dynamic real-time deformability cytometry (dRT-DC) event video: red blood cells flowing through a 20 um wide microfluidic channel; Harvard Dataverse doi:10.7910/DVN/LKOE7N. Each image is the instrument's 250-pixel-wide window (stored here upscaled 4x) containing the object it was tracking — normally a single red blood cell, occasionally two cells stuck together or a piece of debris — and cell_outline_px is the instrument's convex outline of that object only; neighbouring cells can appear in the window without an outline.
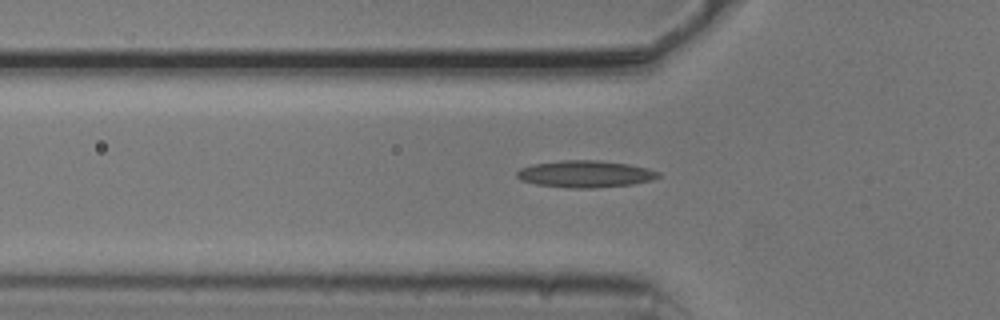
{"species": "common noctule bat (a hibernating species)", "species_latin": "Nyctalus noctula", "temperature_condition": "cold", "stored_images_in_passage": 12, "camera_frame_rate_fps": 3000, "um_per_image_px": 0.085, "animal": {"sex": "male", "body_mass_g": 20.5, "forearm_length_mm": 52.5}, "frame": {"image": 1, "passage_image": 3, "time_ms": 0.667, "image_size_px": [1000, 320], "cell_outline_px": [[660, 176], [652, 180], [632, 184], [592, 188], [568, 188], [536, 184], [520, 180], [516, 176], [516, 172], [520, 168], [532, 164], [564, 160], [596, 160], [628, 164], [648, 168], [660, 172]], "centroid_in_image_um": [49.73, 14.79], "position_along_channel_um": 76.1, "area_um2": 22.2}}
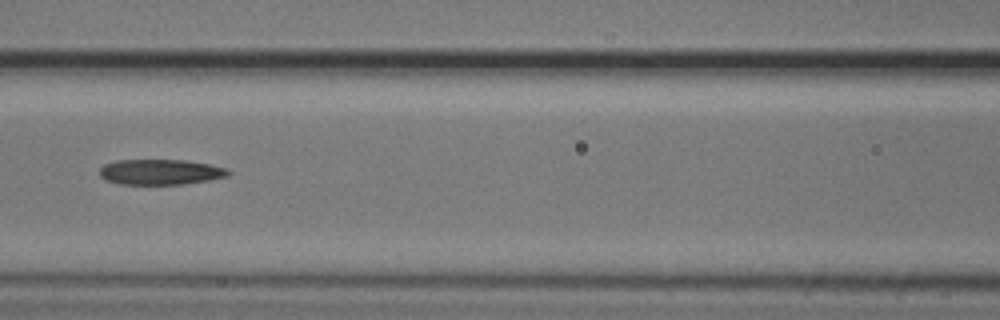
{"frame": {"image": 2, "passage_image": 9, "time_ms": 2.667, "image_size_px": [1000, 320], "cell_outline_px": [[232, 172], [228, 176], [208, 180], [180, 184], [120, 184], [104, 180], [100, 176], [100, 168], [104, 164], [116, 160], [184, 160], [208, 164], [228, 168]], "centroid_in_image_um": [13.63, 14.61], "position_along_channel_um": 153.0, "area_um2": 19.07}}
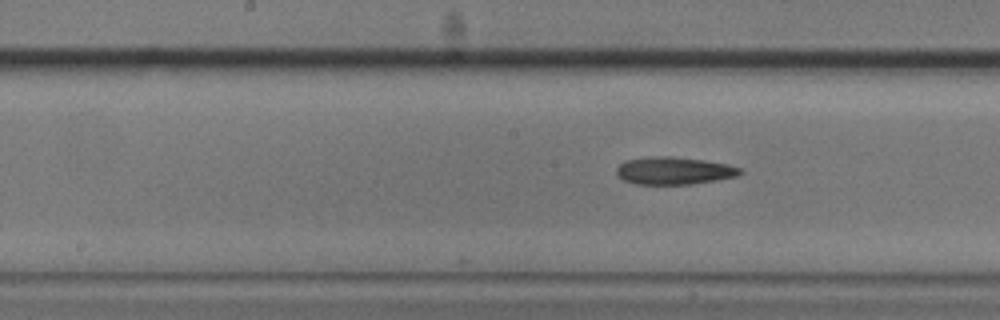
{"frame": {"image": 3, "passage_image": 12, "time_ms": 3.667, "image_size_px": [1000, 320], "cell_outline_px": [[744, 172], [736, 176], [716, 180], [692, 184], [636, 184], [624, 180], [616, 172], [616, 168], [624, 160], [652, 156], [672, 156], [704, 160], [728, 164], [740, 168]], "centroid_in_image_um": [57.29, 14.5], "position_along_channel_um": 190.9, "area_um2": 19.83}}